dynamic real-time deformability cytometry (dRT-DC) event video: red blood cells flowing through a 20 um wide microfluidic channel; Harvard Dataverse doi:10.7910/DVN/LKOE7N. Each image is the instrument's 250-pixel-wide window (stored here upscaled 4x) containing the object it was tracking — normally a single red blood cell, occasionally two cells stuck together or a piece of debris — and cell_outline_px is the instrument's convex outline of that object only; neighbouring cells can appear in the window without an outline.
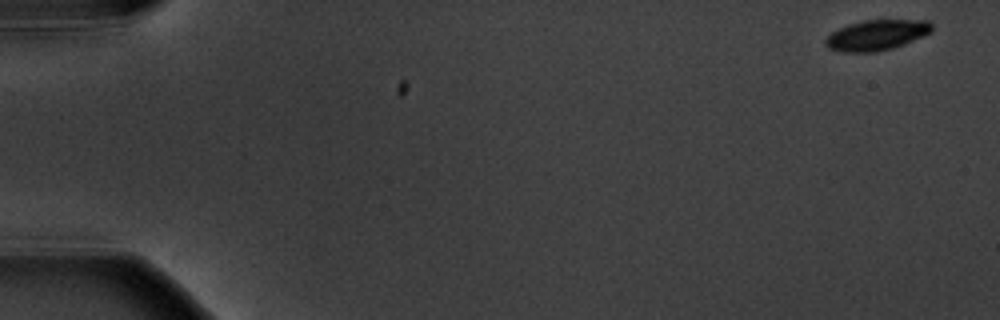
{"species": "common noctule bat (a hibernating species)", "species_latin": "Nyctalus noctula", "temperature_condition": "warm", "stored_images_in_passage": 6, "camera_frame_rate_fps": 3000, "um_per_image_px": 0.085, "animal": {"sex": "male", "body_mass_g": 20.1, "forearm_length_mm": 53.5}, "frame": {"image": 1, "passage_image": 1, "time_ms": 0.0, "image_size_px": [1000, 320], "cell_outline_px": [[932, 32], [924, 36], [892, 48], [876, 52], [844, 52], [828, 48], [824, 44], [824, 40], [832, 32], [848, 24], [864, 20], [928, 20], [932, 24]], "centroid_in_image_um": [74.51, 2.98], "position_along_channel_um": 10.5, "area_um2": 18.84}}
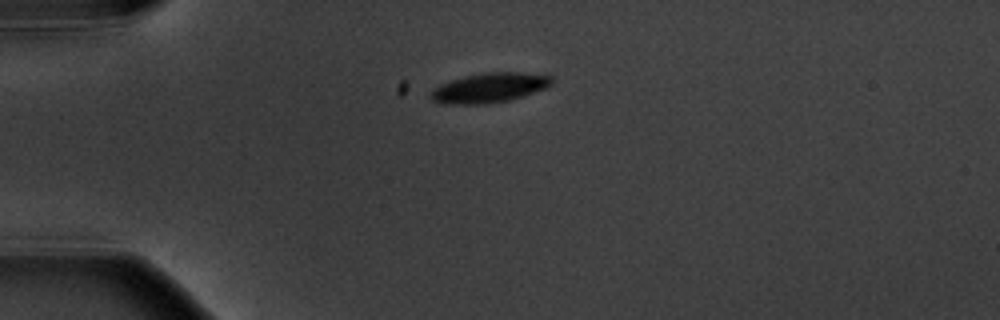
{"frame": {"image": 2, "passage_image": 4, "time_ms": 4.333, "image_size_px": [1000, 320], "cell_outline_px": [[552, 84], [544, 88], [508, 100], [488, 104], [444, 104], [432, 100], [428, 96], [440, 84], [452, 80], [480, 72], [520, 72], [552, 76]], "centroid_in_image_um": [41.57, 7.46], "position_along_channel_um": 43.4, "area_um2": 20.69}}